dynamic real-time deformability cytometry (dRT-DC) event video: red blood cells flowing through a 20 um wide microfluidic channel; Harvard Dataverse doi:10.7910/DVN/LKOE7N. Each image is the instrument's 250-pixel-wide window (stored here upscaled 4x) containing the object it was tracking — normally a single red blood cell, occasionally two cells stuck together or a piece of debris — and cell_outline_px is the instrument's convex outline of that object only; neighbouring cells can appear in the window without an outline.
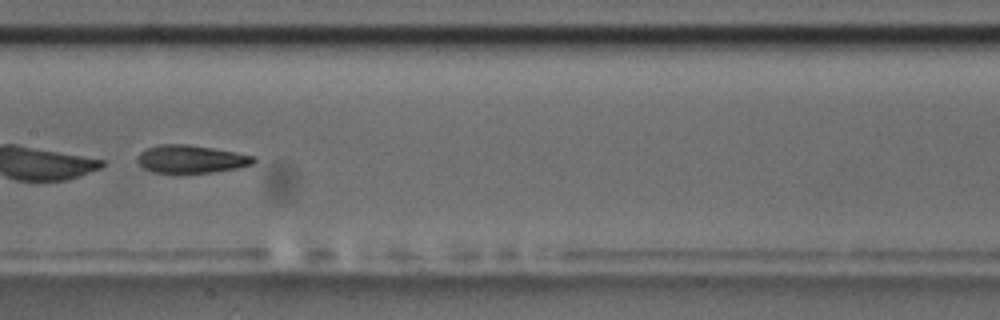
{"species": "common noctule bat (a hibernating species)", "species_latin": "Nyctalus noctula", "temperature_condition": "room temperature", "stored_images_in_passage": 54, "camera_frame_rate_fps": 3000, "um_per_image_px": 0.085, "animal": {"sex": "male", "body_mass_g": 17.5, "forearm_length_mm": 52.3}, "frame": {"image": 1, "passage_image": 28, "time_ms": 9.0, "image_size_px": [1000, 320], "cell_outline_px": [[256, 160], [252, 164], [236, 168], [212, 172], [180, 176], [176, 176], [152, 172], [144, 168], [136, 160], [140, 152], [148, 148], [160, 144], [188, 144], [236, 152], [256, 156]], "centroid_in_image_um": [16.21, 13.56], "position_along_channel_um": 191.2, "area_um2": 19.59}}
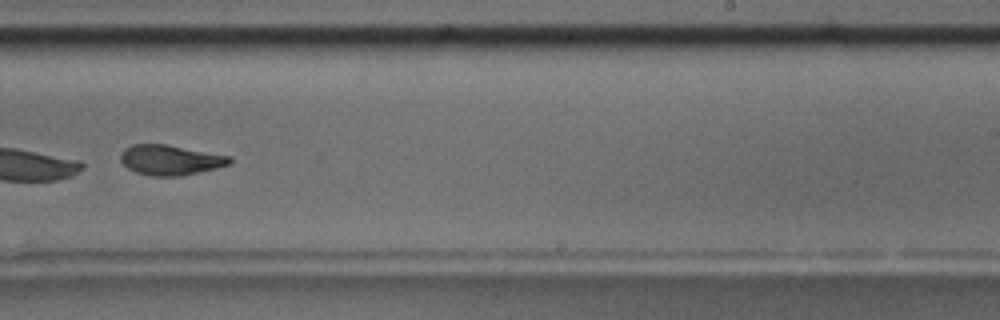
{"frame": {"image": 2, "passage_image": 35, "time_ms": 11.333, "image_size_px": [1000, 320], "cell_outline_px": [[232, 160], [228, 164], [216, 168], [180, 176], [148, 176], [136, 172], [128, 168], [120, 160], [120, 152], [124, 148], [132, 144], [168, 144], [228, 156]], "centroid_in_image_um": [14.41, 13.59], "position_along_channel_um": 274.6, "area_um2": 19.07}, "authors_computed_cell_mechanics": {"area_um2": 20.23, "velocity_mm_per_s": 3.5833, "shape_relaxation_time_tau1_ms": 5.0116, "shape_relaxation_time_tau2_ms": 3.0109, "deformation_change_tau1": 0.1854, "deformation_change_tau2": 0.1042}}